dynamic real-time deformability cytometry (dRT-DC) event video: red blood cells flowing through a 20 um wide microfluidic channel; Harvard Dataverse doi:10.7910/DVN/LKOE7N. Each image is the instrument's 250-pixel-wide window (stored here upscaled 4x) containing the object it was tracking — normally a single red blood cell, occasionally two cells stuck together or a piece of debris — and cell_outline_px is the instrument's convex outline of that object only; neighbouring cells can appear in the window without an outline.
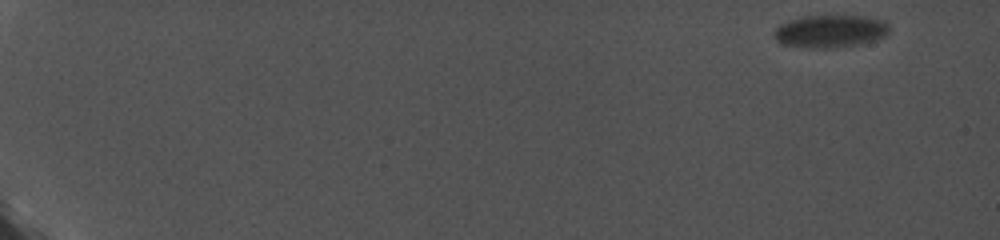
{"species": "common noctule bat (a hibernating species)", "species_latin": "Nyctalus noctula", "temperature_condition": "cold", "stored_images_in_passage": 36, "camera_frame_rate_fps": 5000, "um_per_image_px": 0.085, "animal": {"sex": "female", "body_mass_g": 19.0, "forearm_length_mm": 56.7}, "frame": {"image": 1, "passage_image": 1, "time_ms": 0.0, "image_size_px": [1000, 240], "cell_outline_px": [[888, 32], [884, 36], [876, 40], [856, 44], [832, 48], [808, 48], [780, 44], [776, 40], [776, 28], [780, 24], [788, 20], [804, 16], [864, 16], [884, 20], [888, 24]], "centroid_in_image_um": [70.56, 2.65], "position_along_channel_um": 14.4, "area_um2": 21.79}}
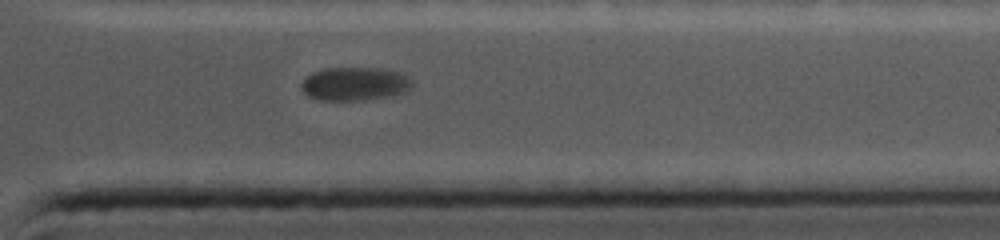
{"frame": {"image": 2, "passage_image": 31, "time_ms": 6.0, "image_size_px": [1000, 240], "cell_outline_px": [[412, 84], [408, 88], [400, 92], [384, 96], [360, 100], [320, 100], [308, 96], [300, 88], [300, 84], [312, 72], [324, 68], [376, 68], [400, 72], [412, 80]], "centroid_in_image_um": [30.07, 7.11], "position_along_channel_um": 381.3, "area_um2": 21.15}}
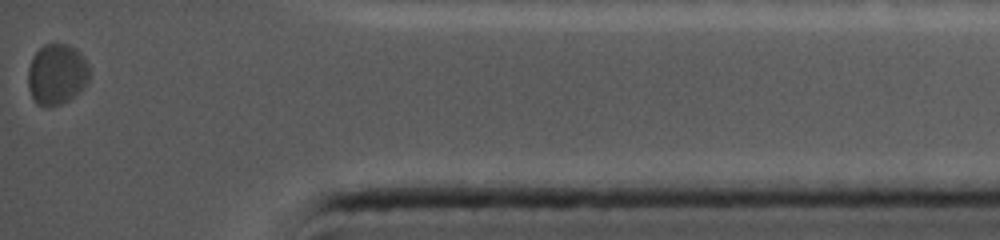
{"frame": {"image": 3, "passage_image": 36, "time_ms": 7.0, "image_size_px": [1000, 240], "cell_outline_px": [[88, 80], [80, 92], [68, 100], [60, 104], [40, 104], [32, 96], [28, 88], [28, 68], [36, 52], [44, 44], [68, 44], [76, 48], [84, 56], [88, 64]], "centroid_in_image_um": [4.85, 6.27], "position_along_channel_um": 430.4, "area_um2": 21.39}}